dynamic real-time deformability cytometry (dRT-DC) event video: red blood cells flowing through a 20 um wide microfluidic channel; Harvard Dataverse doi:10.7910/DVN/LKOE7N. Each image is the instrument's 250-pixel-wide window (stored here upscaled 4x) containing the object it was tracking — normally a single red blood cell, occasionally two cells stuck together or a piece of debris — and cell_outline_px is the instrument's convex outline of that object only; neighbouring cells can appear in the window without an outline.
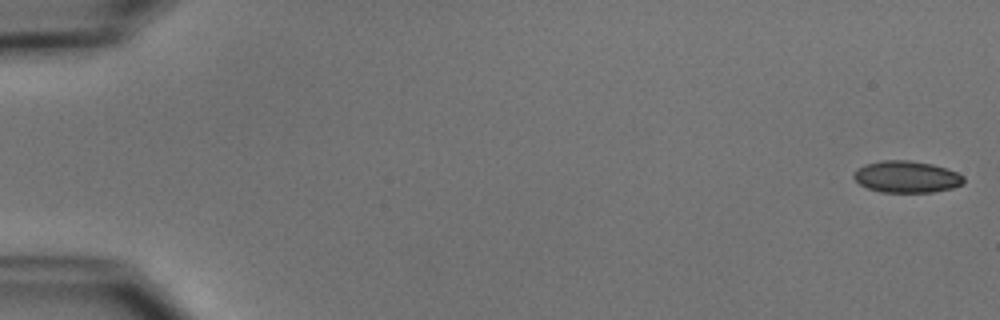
{"species": "common noctule bat (a hibernating species)", "species_latin": "Nyctalus noctula", "temperature_condition": "cold", "stored_images_in_passage": 54, "camera_frame_rate_fps": 3000, "um_per_image_px": 0.085, "animal": {"sex": "male", "body_mass_g": 15.6}, "frame": {"image": 1, "passage_image": 1, "time_ms": 0.0, "image_size_px": [1000, 320], "cell_outline_px": [[964, 184], [952, 188], [932, 192], [880, 192], [868, 188], [860, 184], [852, 176], [856, 168], [864, 164], [880, 160], [908, 160], [932, 164], [956, 172], [964, 176]], "centroid_in_image_um": [77.03, 15.02], "position_along_channel_um": 8.0, "area_um2": 20.4}}
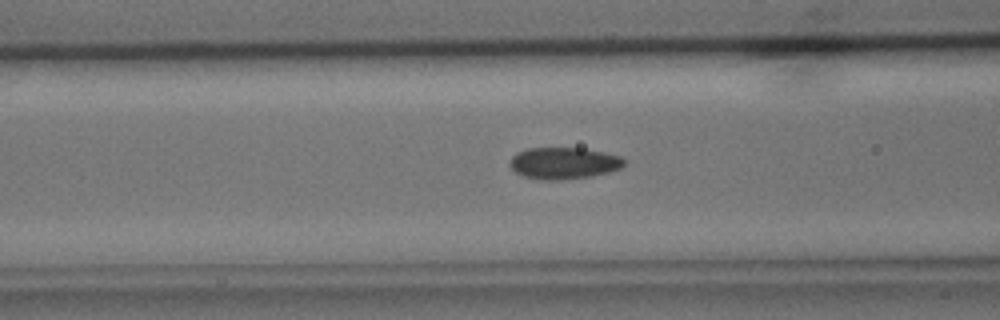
{"frame": {"image": 2, "passage_image": 22, "time_ms": 7.0, "image_size_px": [1000, 320], "cell_outline_px": [[628, 160], [620, 168], [608, 172], [592, 176], [560, 180], [544, 180], [524, 176], [516, 172], [508, 164], [508, 160], [516, 152], [528, 148], [584, 148], [604, 152], [620, 156]], "centroid_in_image_um": [47.91, 13.86], "position_along_channel_um": 118.7, "area_um2": 21.27}}
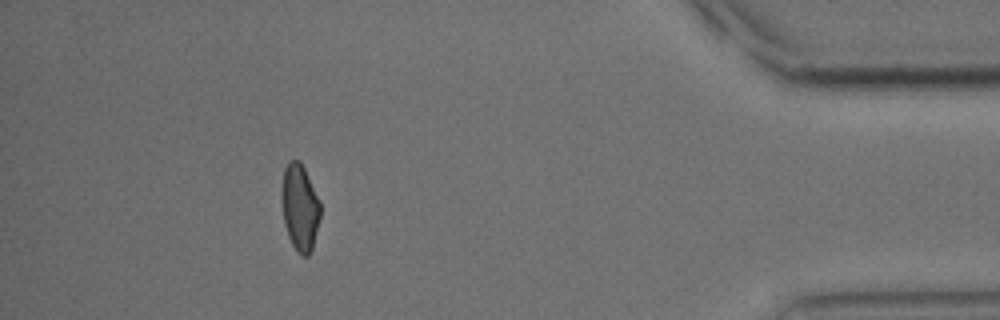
{"frame": {"image": 3, "passage_image": 49, "time_ms": 16.0, "image_size_px": [1000, 320], "cell_outline_px": [[320, 216], [312, 248], [308, 256], [300, 256], [296, 252], [288, 236], [284, 224], [280, 200], [280, 192], [284, 168], [288, 160], [300, 160], [320, 200]], "centroid_in_image_um": [25.45, 17.61], "position_along_channel_um": 409.7, "area_um2": 19.88}, "authors_computed_cell_mechanics": {"area_um2": 20.5479, "velocity_mm_per_s": 3.7598, "shape_relaxation_time_tau1_ms": 5.7861, "shape_relaxation_time_tau2_ms": 2.6532, "deformation_change_tau1": 0.1178, "deformation_change_tau2": 0.0687}}